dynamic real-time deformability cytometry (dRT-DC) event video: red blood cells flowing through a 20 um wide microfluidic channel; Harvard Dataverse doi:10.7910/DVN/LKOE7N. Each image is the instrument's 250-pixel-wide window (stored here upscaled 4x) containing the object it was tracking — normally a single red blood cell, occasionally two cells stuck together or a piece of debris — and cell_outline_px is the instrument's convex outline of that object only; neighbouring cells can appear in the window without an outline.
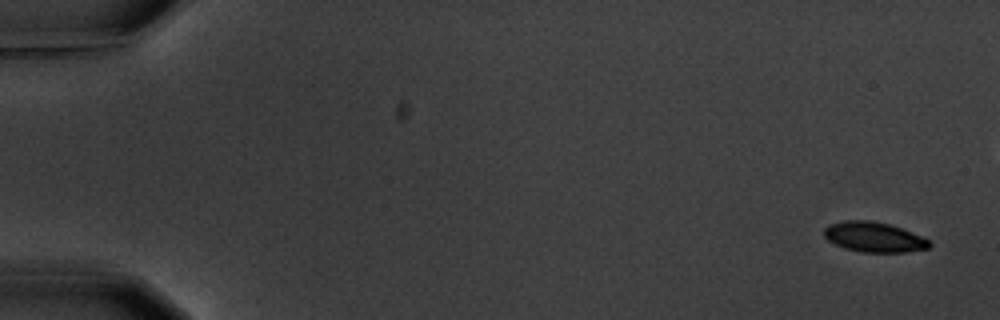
{"species": "common noctule bat (a hibernating species)", "species_latin": "Nyctalus noctula", "temperature_condition": "warm", "stored_images_in_passage": 6, "camera_frame_rate_fps": 3000, "um_per_image_px": 0.085, "animal": {"sex": "male", "body_mass_g": 20.1, "forearm_length_mm": 53.5}, "frame": {"image": 1, "passage_image": 1, "time_ms": 0.0, "image_size_px": [1000, 320], "cell_outline_px": [[932, 244], [928, 248], [904, 252], [860, 252], [844, 248], [828, 240], [824, 236], [824, 228], [828, 224], [844, 220], [868, 220], [888, 224], [900, 228], [920, 236], [928, 240]], "centroid_in_image_um": [74.24, 20.15], "position_along_channel_um": 10.8, "area_um2": 18.26}}